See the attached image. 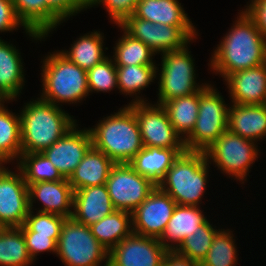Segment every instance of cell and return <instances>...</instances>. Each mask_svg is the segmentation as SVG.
<instances>
[{
	"mask_svg": "<svg viewBox=\"0 0 266 266\" xmlns=\"http://www.w3.org/2000/svg\"><path fill=\"white\" fill-rule=\"evenodd\" d=\"M114 165L108 156L92 146L68 179L73 191L106 184Z\"/></svg>",
	"mask_w": 266,
	"mask_h": 266,
	"instance_id": "cell-23",
	"label": "cell"
},
{
	"mask_svg": "<svg viewBox=\"0 0 266 266\" xmlns=\"http://www.w3.org/2000/svg\"><path fill=\"white\" fill-rule=\"evenodd\" d=\"M209 163L205 152L185 150L157 186L178 205L198 206L206 190Z\"/></svg>",
	"mask_w": 266,
	"mask_h": 266,
	"instance_id": "cell-4",
	"label": "cell"
},
{
	"mask_svg": "<svg viewBox=\"0 0 266 266\" xmlns=\"http://www.w3.org/2000/svg\"><path fill=\"white\" fill-rule=\"evenodd\" d=\"M236 21L213 52L209 64L225 79L236 71L266 63V39L255 21L245 10L239 13Z\"/></svg>",
	"mask_w": 266,
	"mask_h": 266,
	"instance_id": "cell-1",
	"label": "cell"
},
{
	"mask_svg": "<svg viewBox=\"0 0 266 266\" xmlns=\"http://www.w3.org/2000/svg\"><path fill=\"white\" fill-rule=\"evenodd\" d=\"M30 211L28 185L22 172L0 175V226L21 227Z\"/></svg>",
	"mask_w": 266,
	"mask_h": 266,
	"instance_id": "cell-15",
	"label": "cell"
},
{
	"mask_svg": "<svg viewBox=\"0 0 266 266\" xmlns=\"http://www.w3.org/2000/svg\"><path fill=\"white\" fill-rule=\"evenodd\" d=\"M137 2L138 0H88V7L105 5L111 20L119 25L125 18L133 15Z\"/></svg>",
	"mask_w": 266,
	"mask_h": 266,
	"instance_id": "cell-41",
	"label": "cell"
},
{
	"mask_svg": "<svg viewBox=\"0 0 266 266\" xmlns=\"http://www.w3.org/2000/svg\"><path fill=\"white\" fill-rule=\"evenodd\" d=\"M161 55L158 104L191 95L205 87L206 83L203 86L196 83L195 64L187 45L180 50L164 52Z\"/></svg>",
	"mask_w": 266,
	"mask_h": 266,
	"instance_id": "cell-8",
	"label": "cell"
},
{
	"mask_svg": "<svg viewBox=\"0 0 266 266\" xmlns=\"http://www.w3.org/2000/svg\"><path fill=\"white\" fill-rule=\"evenodd\" d=\"M16 13L31 31L44 37L63 20L46 4L45 0H12Z\"/></svg>",
	"mask_w": 266,
	"mask_h": 266,
	"instance_id": "cell-26",
	"label": "cell"
},
{
	"mask_svg": "<svg viewBox=\"0 0 266 266\" xmlns=\"http://www.w3.org/2000/svg\"><path fill=\"white\" fill-rule=\"evenodd\" d=\"M17 169L23 174L26 184L65 180L58 169L42 153H21Z\"/></svg>",
	"mask_w": 266,
	"mask_h": 266,
	"instance_id": "cell-31",
	"label": "cell"
},
{
	"mask_svg": "<svg viewBox=\"0 0 266 266\" xmlns=\"http://www.w3.org/2000/svg\"><path fill=\"white\" fill-rule=\"evenodd\" d=\"M156 70V65L117 66V88L123 94L137 95L156 78Z\"/></svg>",
	"mask_w": 266,
	"mask_h": 266,
	"instance_id": "cell-34",
	"label": "cell"
},
{
	"mask_svg": "<svg viewBox=\"0 0 266 266\" xmlns=\"http://www.w3.org/2000/svg\"><path fill=\"white\" fill-rule=\"evenodd\" d=\"M162 106L165 108L176 133L185 140L196 124L199 109V91L167 101Z\"/></svg>",
	"mask_w": 266,
	"mask_h": 266,
	"instance_id": "cell-28",
	"label": "cell"
},
{
	"mask_svg": "<svg viewBox=\"0 0 266 266\" xmlns=\"http://www.w3.org/2000/svg\"><path fill=\"white\" fill-rule=\"evenodd\" d=\"M8 161L0 155V175L7 169L5 166H3V163H7Z\"/></svg>",
	"mask_w": 266,
	"mask_h": 266,
	"instance_id": "cell-45",
	"label": "cell"
},
{
	"mask_svg": "<svg viewBox=\"0 0 266 266\" xmlns=\"http://www.w3.org/2000/svg\"><path fill=\"white\" fill-rule=\"evenodd\" d=\"M23 26L26 34L34 40L45 38L43 35L29 30L24 23L19 19L12 0H0V32L12 31Z\"/></svg>",
	"mask_w": 266,
	"mask_h": 266,
	"instance_id": "cell-39",
	"label": "cell"
},
{
	"mask_svg": "<svg viewBox=\"0 0 266 266\" xmlns=\"http://www.w3.org/2000/svg\"><path fill=\"white\" fill-rule=\"evenodd\" d=\"M18 52L12 44L0 39V91L9 101L17 98L24 86L22 59Z\"/></svg>",
	"mask_w": 266,
	"mask_h": 266,
	"instance_id": "cell-25",
	"label": "cell"
},
{
	"mask_svg": "<svg viewBox=\"0 0 266 266\" xmlns=\"http://www.w3.org/2000/svg\"><path fill=\"white\" fill-rule=\"evenodd\" d=\"M46 4L62 19L88 8V0H45Z\"/></svg>",
	"mask_w": 266,
	"mask_h": 266,
	"instance_id": "cell-42",
	"label": "cell"
},
{
	"mask_svg": "<svg viewBox=\"0 0 266 266\" xmlns=\"http://www.w3.org/2000/svg\"><path fill=\"white\" fill-rule=\"evenodd\" d=\"M114 47L113 59L116 66L155 65L152 61L156 53L141 40L131 37L125 31Z\"/></svg>",
	"mask_w": 266,
	"mask_h": 266,
	"instance_id": "cell-33",
	"label": "cell"
},
{
	"mask_svg": "<svg viewBox=\"0 0 266 266\" xmlns=\"http://www.w3.org/2000/svg\"><path fill=\"white\" fill-rule=\"evenodd\" d=\"M65 219L62 215L39 211L34 215L33 210H30L24 224L36 235L51 236L58 242Z\"/></svg>",
	"mask_w": 266,
	"mask_h": 266,
	"instance_id": "cell-38",
	"label": "cell"
},
{
	"mask_svg": "<svg viewBox=\"0 0 266 266\" xmlns=\"http://www.w3.org/2000/svg\"><path fill=\"white\" fill-rule=\"evenodd\" d=\"M20 228L23 232L29 255L33 261L40 252H57V242L51 236L36 235V232L31 231L25 224Z\"/></svg>",
	"mask_w": 266,
	"mask_h": 266,
	"instance_id": "cell-40",
	"label": "cell"
},
{
	"mask_svg": "<svg viewBox=\"0 0 266 266\" xmlns=\"http://www.w3.org/2000/svg\"><path fill=\"white\" fill-rule=\"evenodd\" d=\"M21 153L20 115L0 106V155L9 162L18 161Z\"/></svg>",
	"mask_w": 266,
	"mask_h": 266,
	"instance_id": "cell-32",
	"label": "cell"
},
{
	"mask_svg": "<svg viewBox=\"0 0 266 266\" xmlns=\"http://www.w3.org/2000/svg\"><path fill=\"white\" fill-rule=\"evenodd\" d=\"M157 238L132 233L108 254V266H163L166 253Z\"/></svg>",
	"mask_w": 266,
	"mask_h": 266,
	"instance_id": "cell-13",
	"label": "cell"
},
{
	"mask_svg": "<svg viewBox=\"0 0 266 266\" xmlns=\"http://www.w3.org/2000/svg\"><path fill=\"white\" fill-rule=\"evenodd\" d=\"M137 97L128 106L135 113L143 146L185 149L184 140L176 133L165 108L160 104L146 103Z\"/></svg>",
	"mask_w": 266,
	"mask_h": 266,
	"instance_id": "cell-10",
	"label": "cell"
},
{
	"mask_svg": "<svg viewBox=\"0 0 266 266\" xmlns=\"http://www.w3.org/2000/svg\"><path fill=\"white\" fill-rule=\"evenodd\" d=\"M76 127H72L63 137L42 151L66 179H69L92 147L90 130H78Z\"/></svg>",
	"mask_w": 266,
	"mask_h": 266,
	"instance_id": "cell-16",
	"label": "cell"
},
{
	"mask_svg": "<svg viewBox=\"0 0 266 266\" xmlns=\"http://www.w3.org/2000/svg\"><path fill=\"white\" fill-rule=\"evenodd\" d=\"M33 263L20 227L0 230V266H29Z\"/></svg>",
	"mask_w": 266,
	"mask_h": 266,
	"instance_id": "cell-30",
	"label": "cell"
},
{
	"mask_svg": "<svg viewBox=\"0 0 266 266\" xmlns=\"http://www.w3.org/2000/svg\"><path fill=\"white\" fill-rule=\"evenodd\" d=\"M57 256L65 266H99L109 251L93 236L90 226L66 218L57 242Z\"/></svg>",
	"mask_w": 266,
	"mask_h": 266,
	"instance_id": "cell-7",
	"label": "cell"
},
{
	"mask_svg": "<svg viewBox=\"0 0 266 266\" xmlns=\"http://www.w3.org/2000/svg\"><path fill=\"white\" fill-rule=\"evenodd\" d=\"M184 151L185 149L144 146L128 164L137 173L149 178L158 185L174 160Z\"/></svg>",
	"mask_w": 266,
	"mask_h": 266,
	"instance_id": "cell-24",
	"label": "cell"
},
{
	"mask_svg": "<svg viewBox=\"0 0 266 266\" xmlns=\"http://www.w3.org/2000/svg\"><path fill=\"white\" fill-rule=\"evenodd\" d=\"M118 26L131 37L141 40L156 54L180 50L193 40L179 26L153 23L134 15L125 18Z\"/></svg>",
	"mask_w": 266,
	"mask_h": 266,
	"instance_id": "cell-12",
	"label": "cell"
},
{
	"mask_svg": "<svg viewBox=\"0 0 266 266\" xmlns=\"http://www.w3.org/2000/svg\"><path fill=\"white\" fill-rule=\"evenodd\" d=\"M90 128L92 146L115 164L129 163L144 147L134 111L126 106Z\"/></svg>",
	"mask_w": 266,
	"mask_h": 266,
	"instance_id": "cell-3",
	"label": "cell"
},
{
	"mask_svg": "<svg viewBox=\"0 0 266 266\" xmlns=\"http://www.w3.org/2000/svg\"><path fill=\"white\" fill-rule=\"evenodd\" d=\"M244 10L255 21L257 28L266 39V0H251Z\"/></svg>",
	"mask_w": 266,
	"mask_h": 266,
	"instance_id": "cell-43",
	"label": "cell"
},
{
	"mask_svg": "<svg viewBox=\"0 0 266 266\" xmlns=\"http://www.w3.org/2000/svg\"><path fill=\"white\" fill-rule=\"evenodd\" d=\"M175 200L158 186L132 212V231L134 234L159 239L167 227Z\"/></svg>",
	"mask_w": 266,
	"mask_h": 266,
	"instance_id": "cell-14",
	"label": "cell"
},
{
	"mask_svg": "<svg viewBox=\"0 0 266 266\" xmlns=\"http://www.w3.org/2000/svg\"><path fill=\"white\" fill-rule=\"evenodd\" d=\"M117 66L111 58L104 59L87 71L89 92H108L117 85Z\"/></svg>",
	"mask_w": 266,
	"mask_h": 266,
	"instance_id": "cell-37",
	"label": "cell"
},
{
	"mask_svg": "<svg viewBox=\"0 0 266 266\" xmlns=\"http://www.w3.org/2000/svg\"><path fill=\"white\" fill-rule=\"evenodd\" d=\"M114 210L105 184L74 191L72 218L83 225L91 226Z\"/></svg>",
	"mask_w": 266,
	"mask_h": 266,
	"instance_id": "cell-19",
	"label": "cell"
},
{
	"mask_svg": "<svg viewBox=\"0 0 266 266\" xmlns=\"http://www.w3.org/2000/svg\"><path fill=\"white\" fill-rule=\"evenodd\" d=\"M103 38L102 33L94 31L80 36L71 45L70 51L60 52L81 69L88 71L107 58L103 51Z\"/></svg>",
	"mask_w": 266,
	"mask_h": 266,
	"instance_id": "cell-29",
	"label": "cell"
},
{
	"mask_svg": "<svg viewBox=\"0 0 266 266\" xmlns=\"http://www.w3.org/2000/svg\"><path fill=\"white\" fill-rule=\"evenodd\" d=\"M133 15L153 23L181 27L192 39L196 29L178 0H138Z\"/></svg>",
	"mask_w": 266,
	"mask_h": 266,
	"instance_id": "cell-20",
	"label": "cell"
},
{
	"mask_svg": "<svg viewBox=\"0 0 266 266\" xmlns=\"http://www.w3.org/2000/svg\"><path fill=\"white\" fill-rule=\"evenodd\" d=\"M231 232L221 229L216 233L200 266H235L237 264V249Z\"/></svg>",
	"mask_w": 266,
	"mask_h": 266,
	"instance_id": "cell-36",
	"label": "cell"
},
{
	"mask_svg": "<svg viewBox=\"0 0 266 266\" xmlns=\"http://www.w3.org/2000/svg\"><path fill=\"white\" fill-rule=\"evenodd\" d=\"M255 145V141L227 130L205 150V155L207 160L212 159L223 173L243 181L251 164L258 158L259 150Z\"/></svg>",
	"mask_w": 266,
	"mask_h": 266,
	"instance_id": "cell-9",
	"label": "cell"
},
{
	"mask_svg": "<svg viewBox=\"0 0 266 266\" xmlns=\"http://www.w3.org/2000/svg\"><path fill=\"white\" fill-rule=\"evenodd\" d=\"M227 130L243 138L257 141L266 136V104H234L228 110Z\"/></svg>",
	"mask_w": 266,
	"mask_h": 266,
	"instance_id": "cell-21",
	"label": "cell"
},
{
	"mask_svg": "<svg viewBox=\"0 0 266 266\" xmlns=\"http://www.w3.org/2000/svg\"><path fill=\"white\" fill-rule=\"evenodd\" d=\"M105 185L115 210L129 213L145 201L157 186L128 163L115 164Z\"/></svg>",
	"mask_w": 266,
	"mask_h": 266,
	"instance_id": "cell-11",
	"label": "cell"
},
{
	"mask_svg": "<svg viewBox=\"0 0 266 266\" xmlns=\"http://www.w3.org/2000/svg\"><path fill=\"white\" fill-rule=\"evenodd\" d=\"M28 193L30 210H33V202L37 199L43 203L39 212L72 217L74 191L68 179L33 183L28 186Z\"/></svg>",
	"mask_w": 266,
	"mask_h": 266,
	"instance_id": "cell-18",
	"label": "cell"
},
{
	"mask_svg": "<svg viewBox=\"0 0 266 266\" xmlns=\"http://www.w3.org/2000/svg\"><path fill=\"white\" fill-rule=\"evenodd\" d=\"M75 125L76 121L59 105L41 98L26 103L20 114L22 153L42 152Z\"/></svg>",
	"mask_w": 266,
	"mask_h": 266,
	"instance_id": "cell-2",
	"label": "cell"
},
{
	"mask_svg": "<svg viewBox=\"0 0 266 266\" xmlns=\"http://www.w3.org/2000/svg\"><path fill=\"white\" fill-rule=\"evenodd\" d=\"M207 220L187 236L175 250L178 254L201 263L208 253L214 236L220 229H214Z\"/></svg>",
	"mask_w": 266,
	"mask_h": 266,
	"instance_id": "cell-35",
	"label": "cell"
},
{
	"mask_svg": "<svg viewBox=\"0 0 266 266\" xmlns=\"http://www.w3.org/2000/svg\"><path fill=\"white\" fill-rule=\"evenodd\" d=\"M211 84L199 90V109L196 124L185 138L187 151L205 152L228 128V106Z\"/></svg>",
	"mask_w": 266,
	"mask_h": 266,
	"instance_id": "cell-6",
	"label": "cell"
},
{
	"mask_svg": "<svg viewBox=\"0 0 266 266\" xmlns=\"http://www.w3.org/2000/svg\"><path fill=\"white\" fill-rule=\"evenodd\" d=\"M90 229L97 241L110 251L115 245L133 233L132 213L114 210L99 222L92 224Z\"/></svg>",
	"mask_w": 266,
	"mask_h": 266,
	"instance_id": "cell-27",
	"label": "cell"
},
{
	"mask_svg": "<svg viewBox=\"0 0 266 266\" xmlns=\"http://www.w3.org/2000/svg\"><path fill=\"white\" fill-rule=\"evenodd\" d=\"M202 213L203 211L199 209V206L177 204L167 227L158 239L162 246L169 251L176 250L187 236L193 234L197 227L207 221Z\"/></svg>",
	"mask_w": 266,
	"mask_h": 266,
	"instance_id": "cell-22",
	"label": "cell"
},
{
	"mask_svg": "<svg viewBox=\"0 0 266 266\" xmlns=\"http://www.w3.org/2000/svg\"><path fill=\"white\" fill-rule=\"evenodd\" d=\"M42 82L43 93L40 98L54 105L77 103L89 95L87 71L60 51L50 53L43 60Z\"/></svg>",
	"mask_w": 266,
	"mask_h": 266,
	"instance_id": "cell-5",
	"label": "cell"
},
{
	"mask_svg": "<svg viewBox=\"0 0 266 266\" xmlns=\"http://www.w3.org/2000/svg\"><path fill=\"white\" fill-rule=\"evenodd\" d=\"M4 101H9V100L0 91V106H3L4 105V103H5Z\"/></svg>",
	"mask_w": 266,
	"mask_h": 266,
	"instance_id": "cell-46",
	"label": "cell"
},
{
	"mask_svg": "<svg viewBox=\"0 0 266 266\" xmlns=\"http://www.w3.org/2000/svg\"><path fill=\"white\" fill-rule=\"evenodd\" d=\"M234 104L261 105L266 101V63L236 71L226 79Z\"/></svg>",
	"mask_w": 266,
	"mask_h": 266,
	"instance_id": "cell-17",
	"label": "cell"
},
{
	"mask_svg": "<svg viewBox=\"0 0 266 266\" xmlns=\"http://www.w3.org/2000/svg\"><path fill=\"white\" fill-rule=\"evenodd\" d=\"M163 266H200V263L170 250L166 253Z\"/></svg>",
	"mask_w": 266,
	"mask_h": 266,
	"instance_id": "cell-44",
	"label": "cell"
}]
</instances>
